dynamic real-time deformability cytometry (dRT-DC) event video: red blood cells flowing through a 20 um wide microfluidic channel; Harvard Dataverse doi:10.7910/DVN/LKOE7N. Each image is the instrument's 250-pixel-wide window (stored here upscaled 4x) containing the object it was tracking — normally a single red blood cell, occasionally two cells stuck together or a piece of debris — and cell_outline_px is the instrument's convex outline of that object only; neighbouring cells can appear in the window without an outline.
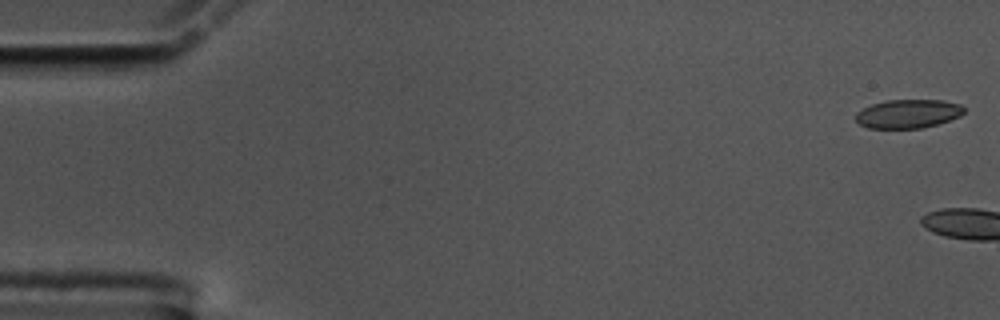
{"species": "common noctule bat (a hibernating species)", "species_latin": "Nyctalus noctula", "temperature_condition": "cold", "stored_images_in_passage": 7, "camera_frame_rate_fps": 3000, "um_per_image_px": 0.085, "animal": {"sex": "male", "body_mass_g": 17.5, "forearm_length_mm": 52.3}, "frame": {"image": 1, "passage_image": 1, "time_ms": 0.0, "image_size_px": [1000, 320], "cell_outline_px": [[964, 112], [960, 116], [936, 124], [920, 128], [868, 128], [860, 124], [856, 120], [856, 112], [872, 104], [888, 100], [944, 100], [960, 104], [964, 108]], "centroid_in_image_um": [77.19, 9.66], "position_along_channel_um": 7.8, "area_um2": 17.98}}